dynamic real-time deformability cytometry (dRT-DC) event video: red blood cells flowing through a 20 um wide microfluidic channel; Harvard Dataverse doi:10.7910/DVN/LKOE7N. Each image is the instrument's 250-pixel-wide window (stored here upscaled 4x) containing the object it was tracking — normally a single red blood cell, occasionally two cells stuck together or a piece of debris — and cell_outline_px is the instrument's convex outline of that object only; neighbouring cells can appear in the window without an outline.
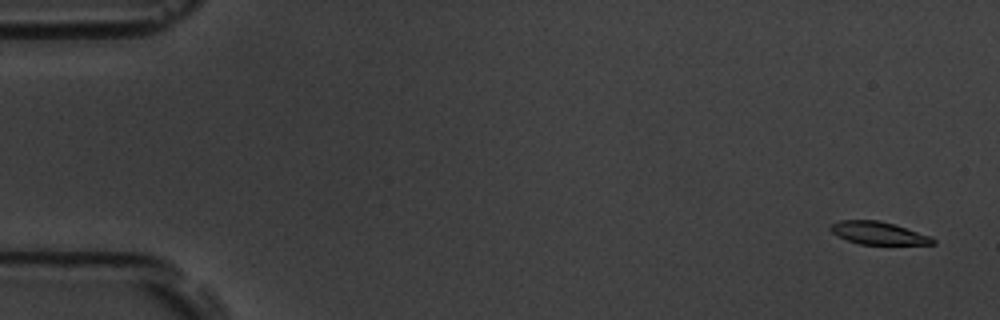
{"species": "common noctule bat (a hibernating species)", "species_latin": "Nyctalus noctula", "temperature_condition": "room temperature", "stored_images_in_passage": 58, "camera_frame_rate_fps": 3000, "um_per_image_px": 0.085, "animal": {"sex": "male", "body_mass_g": 19.5, "forearm_length_mm": 54.6}, "frame": {"image": 1, "passage_image": 3, "time_ms": 0.667, "image_size_px": [1000, 320], "cell_outline_px": [[936, 244], [860, 244], [848, 240], [832, 232], [828, 228], [832, 224], [840, 220], [880, 220], [932, 236], [936, 240]], "centroid_in_image_um": [74.69, 19.81], "position_along_channel_um": 10.3, "area_um2": 13.41}}
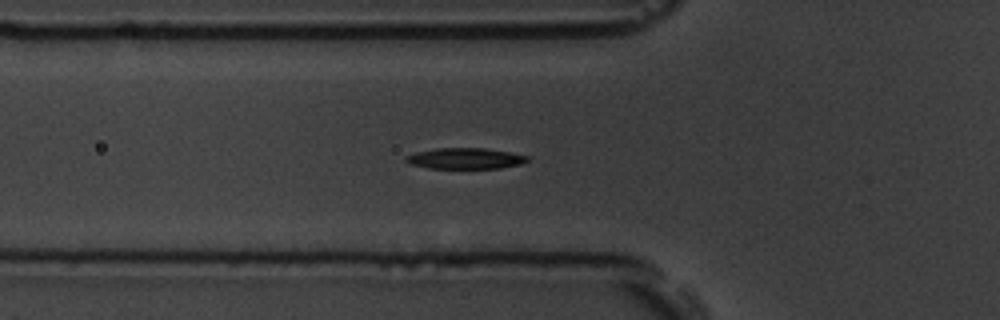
{"frame": {"image": 2, "passage_image": 21, "time_ms": 6.667, "image_size_px": [1000, 320], "cell_outline_px": [[528, 160], [520, 164], [500, 168], [428, 168], [412, 164], [404, 160], [404, 156], [416, 152], [436, 148], [484, 148], [508, 152], [528, 156]], "centroid_in_image_um": [39.5, 13.46], "position_along_channel_um": 86.3, "area_um2": 14.68}}
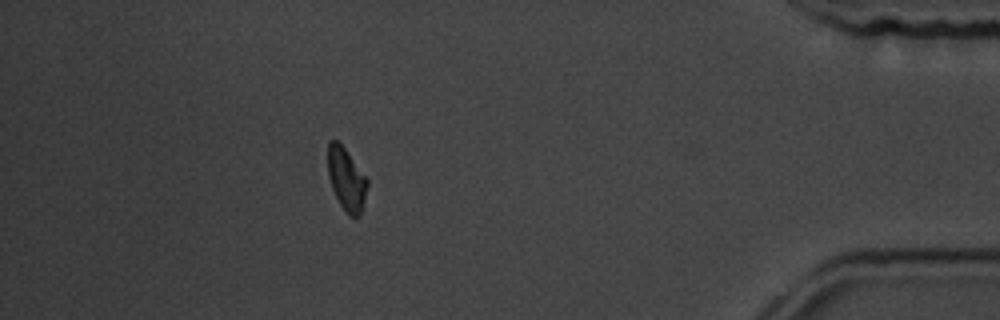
{"frame": {"image": 3, "passage_image": 52, "time_ms": 17.0, "image_size_px": [1000, 320], "cell_outline_px": [[368, 184], [360, 216], [348, 216], [344, 212], [332, 188], [328, 176], [328, 140], [336, 140], [344, 148], [368, 180]], "centroid_in_image_um": [29.43, 15.26], "position_along_channel_um": 405.8, "area_um2": 14.22}}